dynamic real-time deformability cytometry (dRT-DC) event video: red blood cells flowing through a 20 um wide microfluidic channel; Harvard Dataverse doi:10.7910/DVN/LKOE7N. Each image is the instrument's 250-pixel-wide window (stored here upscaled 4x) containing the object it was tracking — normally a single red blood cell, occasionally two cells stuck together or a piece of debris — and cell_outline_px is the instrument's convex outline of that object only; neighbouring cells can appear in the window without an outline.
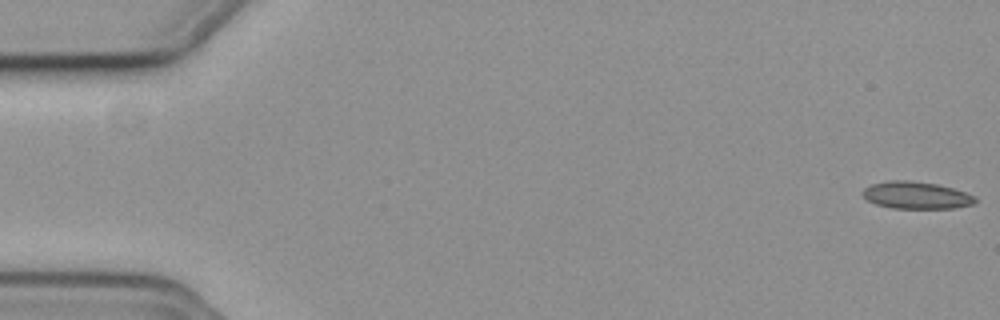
{"species": "common noctule bat (a hibernating species)", "species_latin": "Nyctalus noctula", "temperature_condition": "cold", "stored_images_in_passage": 16, "camera_frame_rate_fps": 3000, "um_per_image_px": 0.085, "animal": {"sex": "female", "body_mass_g": 19.3, "forearm_length_mm": 54.1}, "frame": {"image": 1, "passage_image": 1, "time_ms": 0.0, "image_size_px": [1000, 320], "cell_outline_px": [[976, 200], [972, 204], [952, 208], [892, 208], [876, 204], [868, 200], [860, 192], [864, 188], [872, 184], [888, 180], [912, 180], [936, 184], [952, 188], [976, 196]], "centroid_in_image_um": [77.85, 16.58], "position_along_channel_um": 7.2, "area_um2": 17.74}}